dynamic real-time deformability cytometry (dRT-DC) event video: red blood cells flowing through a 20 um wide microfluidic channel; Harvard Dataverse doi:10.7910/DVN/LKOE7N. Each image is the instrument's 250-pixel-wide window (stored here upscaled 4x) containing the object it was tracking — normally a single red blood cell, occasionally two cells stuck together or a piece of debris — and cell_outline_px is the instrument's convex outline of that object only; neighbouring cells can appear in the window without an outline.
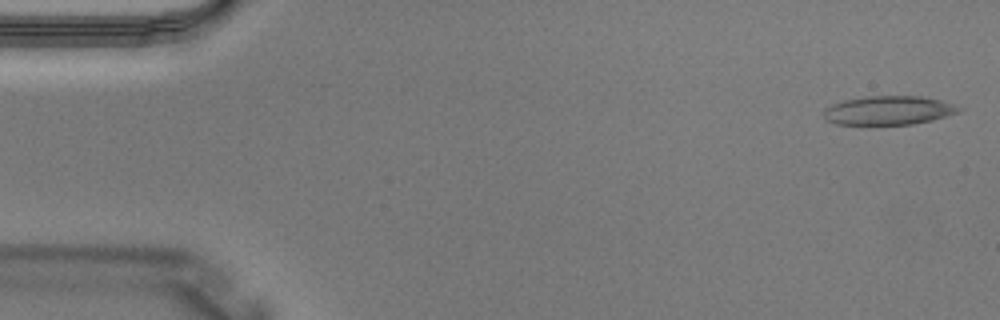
{"species": "Egyptian fruit bat (a non-hibernating species)", "species_latin": "Rousettus aegyptiacus", "temperature_condition": "warm", "stored_images_in_passage": 4, "camera_frame_rate_fps": 3000, "um_per_image_px": 0.085, "animal": {"sex": "male"}, "frame": {"image": 1, "passage_image": 1, "time_ms": 0.0, "image_size_px": [1000, 320], "cell_outline_px": [[964, 108], [960, 112], [932, 120], [912, 124], [836, 124], [828, 120], [824, 116], [824, 108], [832, 104], [844, 100], [868, 96], [920, 96], [940, 100]], "centroid_in_image_um": [75.55, 9.38], "position_along_channel_um": 9.5, "area_um2": 22.6}}